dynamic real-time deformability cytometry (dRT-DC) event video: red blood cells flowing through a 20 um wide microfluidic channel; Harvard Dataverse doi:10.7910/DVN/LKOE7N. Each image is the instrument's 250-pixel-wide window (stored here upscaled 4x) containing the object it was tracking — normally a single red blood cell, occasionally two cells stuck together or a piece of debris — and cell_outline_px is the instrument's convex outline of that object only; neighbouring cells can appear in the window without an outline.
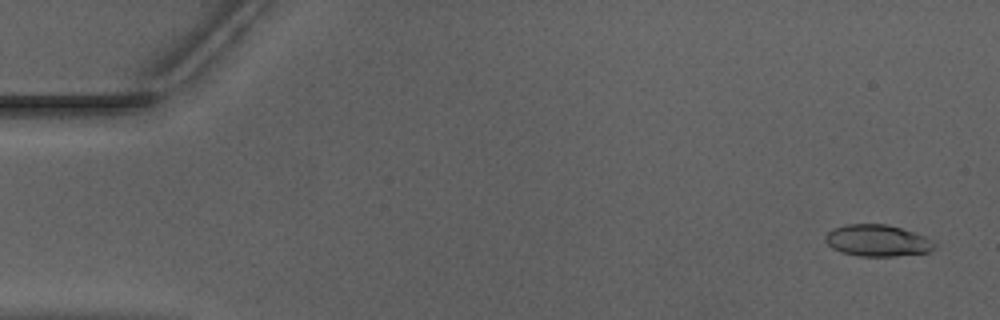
{"species": "Egyptian fruit bat (a non-hibernating species)", "species_latin": "Rousettus aegyptiacus", "temperature_condition": "warm", "stored_images_in_passage": 53, "camera_frame_rate_fps": 3000, "um_per_image_px": 0.085, "animal": {"sex": "male"}, "frame": {"image": 1, "passage_image": 3, "time_ms": 0.667, "image_size_px": [1000, 320], "cell_outline_px": [[936, 248], [928, 252], [896, 256], [860, 256], [840, 252], [832, 248], [824, 240], [824, 236], [832, 228], [844, 224], [888, 224], [924, 236], [932, 240], [936, 244]], "centroid_in_image_um": [74.55, 20.45], "position_along_channel_um": 10.4, "area_um2": 20.23}}
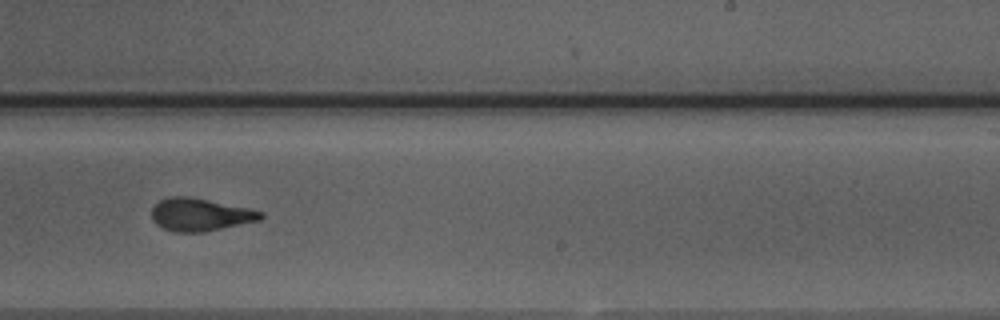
{"frame": {"image": 2, "passage_image": 33, "time_ms": 10.667, "image_size_px": [1000, 320], "cell_outline_px": [[264, 216], [260, 220], [204, 232], [172, 232], [156, 224], [152, 220], [152, 208], [160, 200], [168, 196], [188, 196], [248, 208], [264, 212]], "centroid_in_image_um": [17.0, 18.24], "position_along_channel_um": 272.0, "area_um2": 20.75}}
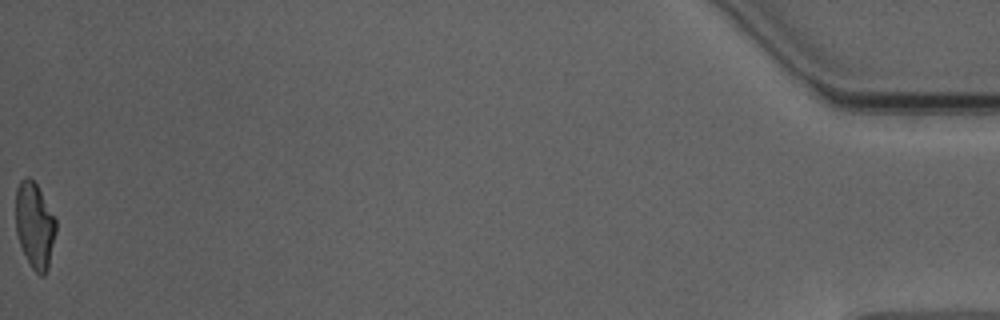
{"frame": {"image": 3, "passage_image": 53, "time_ms": 17.333, "image_size_px": [1000, 320], "cell_outline_px": [[56, 232], [48, 268], [44, 276], [40, 276], [32, 268], [20, 244], [16, 232], [16, 188], [20, 180], [24, 176], [28, 176], [36, 184], [56, 220]], "centroid_in_image_um": [2.94, 19.15], "position_along_channel_um": 432.3, "area_um2": 19.94}, "authors_computed_cell_mechanics": {"area_um2": 20.6924, "velocity_mm_per_s": 3.9726, "shape_relaxation_time_tau1_ms": 6.8683, "shape_relaxation_time_tau2_ms": 1.8158, "deformation_change_tau1": 0.2114, "deformation_change_tau2": 0.1115}}